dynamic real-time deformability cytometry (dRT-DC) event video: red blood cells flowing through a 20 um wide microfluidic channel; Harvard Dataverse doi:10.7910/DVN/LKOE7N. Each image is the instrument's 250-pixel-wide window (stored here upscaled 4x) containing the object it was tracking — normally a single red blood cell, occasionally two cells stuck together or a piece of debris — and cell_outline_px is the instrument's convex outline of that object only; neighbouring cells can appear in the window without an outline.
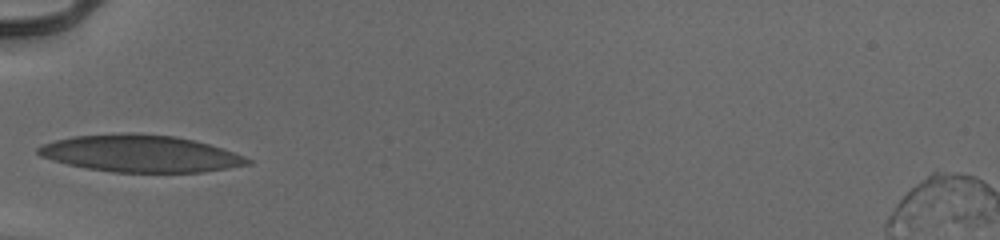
{"species": "human", "species_latin": "Homo sapiens", "temperature_condition": "cold", "stored_images_in_passage": 15, "camera_frame_rate_fps": 3000, "um_per_image_px": 0.085, "donor": {"sex": "male"}, "frame": {"image": 1, "passage_image": 1, "time_ms": 0.0, "image_size_px": [1000, 240], "cell_outline_px": [[252, 164], [204, 172], [112, 172], [84, 168], [52, 160], [40, 156], [36, 152], [36, 148], [44, 144], [56, 140], [72, 136], [120, 132], [136, 132], [176, 136], [208, 144], [244, 156], [252, 160]], "centroid_in_image_um": [11.9, 13.04], "position_along_channel_um": 73.1, "area_um2": 45.37}}
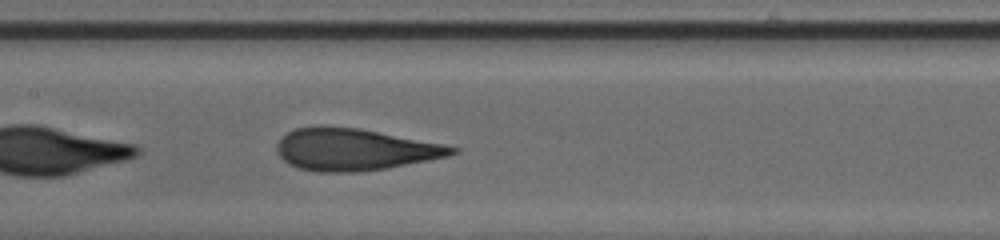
{"frame": {"image": 2, "passage_image": 9, "time_ms": 2.667, "image_size_px": [1000, 240], "cell_outline_px": [[460, 152], [448, 156], [388, 168], [352, 172], [316, 172], [300, 168], [288, 164], [276, 152], [276, 144], [288, 132], [296, 128], [320, 124], [324, 124], [360, 128], [444, 144], [460, 148]], "centroid_in_image_um": [30.12, 12.69], "position_along_channel_um": 177.3, "area_um2": 43.18}}
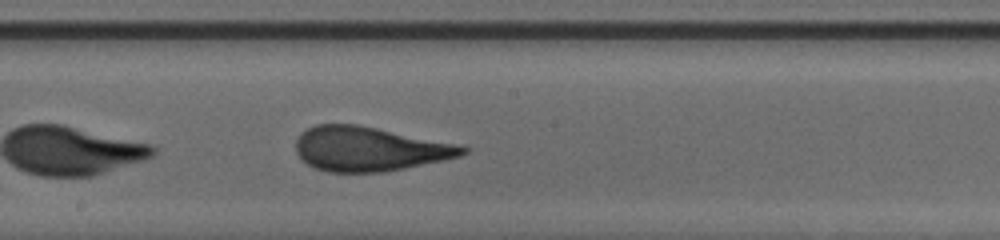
{"frame": {"image": 3, "passage_image": 12, "time_ms": 3.667, "image_size_px": [1000, 240], "cell_outline_px": [[472, 148], [468, 152], [460, 156], [444, 160], [384, 172], [328, 172], [316, 168], [308, 164], [296, 152], [296, 140], [308, 128], [316, 124], [356, 124], [464, 144]], "centroid_in_image_um": [31.49, 12.65], "position_along_channel_um": 216.7, "area_um2": 43.35}}